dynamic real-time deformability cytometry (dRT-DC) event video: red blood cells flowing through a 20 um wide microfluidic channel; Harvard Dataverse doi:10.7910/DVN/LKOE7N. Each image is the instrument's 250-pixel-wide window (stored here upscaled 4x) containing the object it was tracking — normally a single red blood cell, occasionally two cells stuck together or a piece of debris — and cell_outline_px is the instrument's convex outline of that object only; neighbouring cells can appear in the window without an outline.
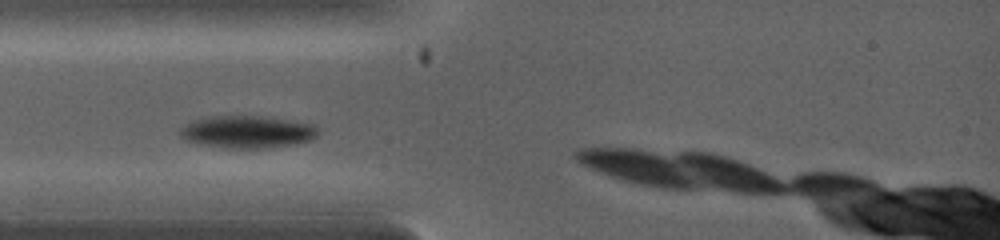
{"species": "common noctule bat (a hibernating species)", "species_latin": "Nyctalus noctula", "temperature_condition": "warm", "stored_images_in_passage": 3, "camera_frame_rate_fps": 5000, "um_per_image_px": 0.085, "animal": {"sex": "female", "body_mass_g": 19.0, "forearm_length_mm": 53.3}, "frame": {"image": 1, "passage_image": 1, "time_ms": 0.0, "image_size_px": [1000, 240], "cell_outline_px": [[320, 132], [312, 140], [296, 144], [272, 148], [224, 148], [200, 144], [184, 140], [180, 136], [180, 128], [184, 124], [192, 120], [204, 116], [260, 116], [288, 120], [312, 124]], "centroid_in_image_um": [20.98, 11.21], "position_along_channel_um": 64.0, "area_um2": 26.36}}
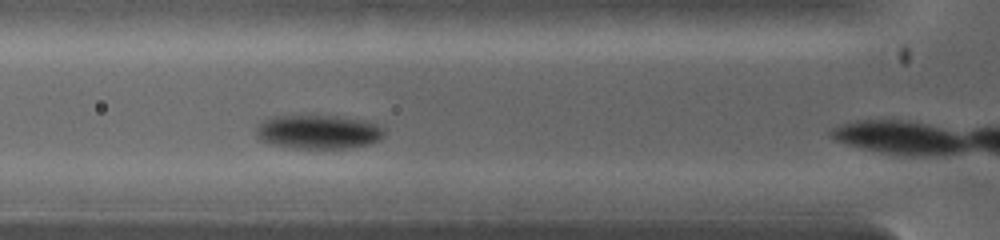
{"frame": {"image": 2, "passage_image": 2, "time_ms": 0.6, "image_size_px": [1000, 240], "cell_outline_px": [[384, 136], [380, 140], [368, 144], [348, 148], [292, 148], [272, 144], [260, 140], [256, 136], [256, 124], [260, 120], [272, 116], [336, 116], [364, 120], [376, 124], [384, 128]], "centroid_in_image_um": [27.02, 11.21], "position_along_channel_um": 98.8, "area_um2": 25.55}}